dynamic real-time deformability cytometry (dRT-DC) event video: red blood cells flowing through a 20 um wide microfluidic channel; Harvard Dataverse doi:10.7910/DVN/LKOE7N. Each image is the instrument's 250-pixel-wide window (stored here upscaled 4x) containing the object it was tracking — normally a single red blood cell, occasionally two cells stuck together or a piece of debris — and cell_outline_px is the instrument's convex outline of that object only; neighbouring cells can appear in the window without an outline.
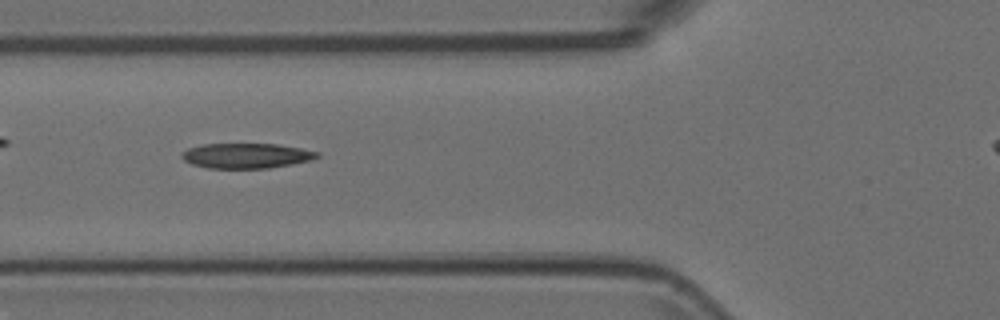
{"species": "Egyptian fruit bat (a non-hibernating species)", "species_latin": "Rousettus aegyptiacus", "temperature_condition": "room temperature", "stored_images_in_passage": 37, "camera_frame_rate_fps": 3000, "um_per_image_px": 0.085, "animal": {"sex": "female"}, "frame": {"image": 1, "passage_image": 9, "time_ms": 2.667, "image_size_px": [1000, 320], "cell_outline_px": [[320, 156], [312, 160], [292, 164], [268, 168], [208, 168], [192, 164], [184, 160], [180, 156], [188, 148], [204, 144], [276, 144], [300, 148], [320, 152]], "centroid_in_image_um": [20.96, 13.24], "position_along_channel_um": 104.8, "area_um2": 19.71}}
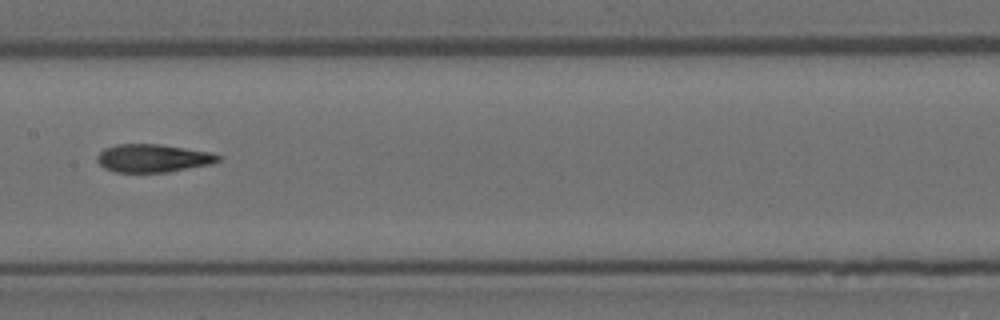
{"frame": {"image": 2, "passage_image": 16, "time_ms": 5.0, "image_size_px": [1000, 320], "cell_outline_px": [[224, 156], [220, 160], [212, 164], [168, 172], [116, 172], [104, 168], [96, 160], [96, 156], [104, 148], [116, 144], [160, 144], [212, 152]], "centroid_in_image_um": [13.03, 13.44], "position_along_channel_um": 194.4, "area_um2": 20.0}}
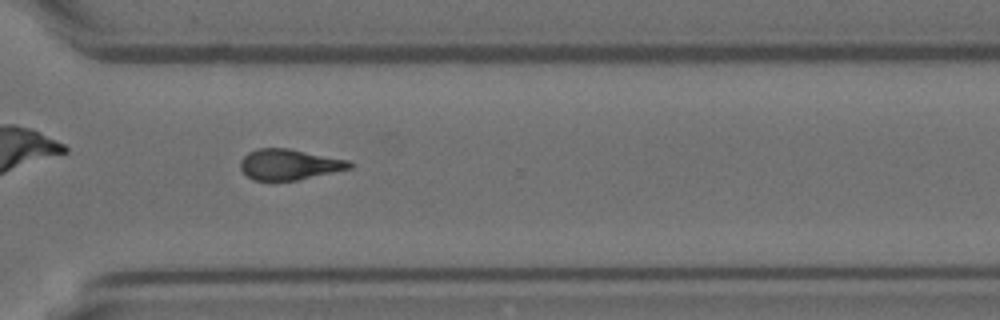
{"frame": {"image": 3, "passage_image": 28, "time_ms": 9.0, "image_size_px": [1000, 320], "cell_outline_px": [[352, 168], [296, 180], [252, 180], [240, 168], [240, 160], [248, 152], [256, 148], [288, 148], [348, 160], [352, 164]], "centroid_in_image_um": [24.55, 13.97], "position_along_channel_um": 346.1, "area_um2": 19.36}}